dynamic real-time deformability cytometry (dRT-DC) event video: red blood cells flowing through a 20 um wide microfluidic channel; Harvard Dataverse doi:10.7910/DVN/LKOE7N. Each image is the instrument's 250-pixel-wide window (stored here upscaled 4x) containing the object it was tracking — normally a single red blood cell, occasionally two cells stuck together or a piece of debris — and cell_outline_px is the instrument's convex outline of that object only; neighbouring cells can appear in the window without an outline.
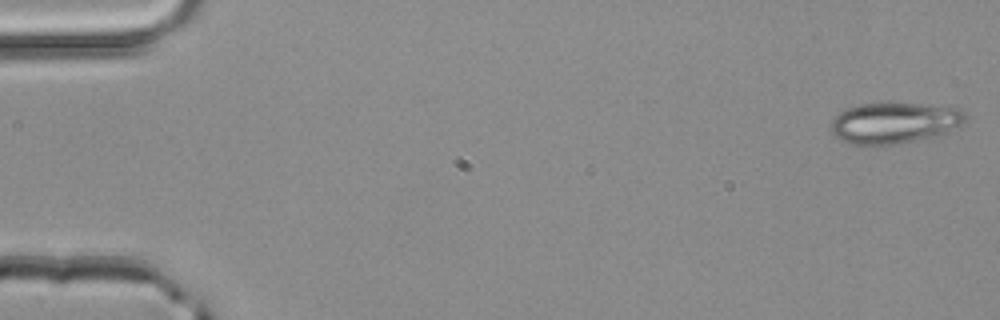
{"species": "common noctule bat (a hibernating species)", "species_latin": "Nyctalus noctula", "temperature_condition": "room temperature", "stored_images_in_passage": 50, "camera_frame_rate_fps": 3000, "um_per_image_px": 0.085, "animal": {"sex": "male", "body_mass_g": 20.4}, "frame": {"image": 1, "passage_image": 1, "time_ms": 0.0, "image_size_px": [1000, 320], "cell_outline_px": [[964, 124], [944, 132], [896, 144], [852, 144], [836, 136], [832, 132], [832, 120], [840, 112], [848, 108], [860, 104], [920, 104], [960, 108], [964, 112]], "centroid_in_image_um": [76.01, 10.43], "position_along_channel_um": 9.0, "area_um2": 31.04}}
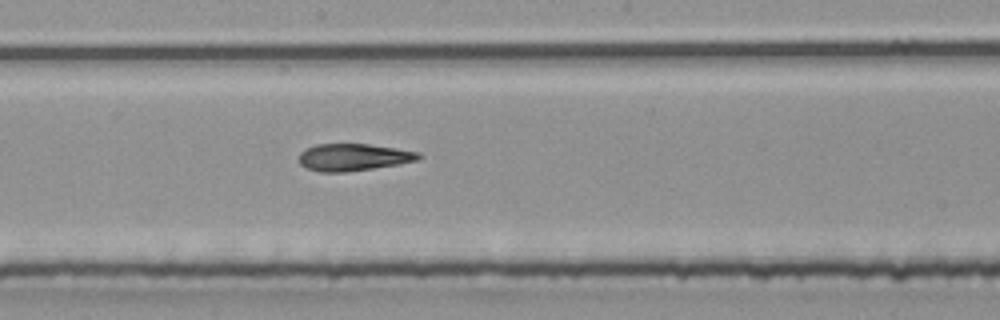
{"frame": {"image": 2, "passage_image": 27, "time_ms": 8.667, "image_size_px": [1000, 320], "cell_outline_px": [[424, 156], [420, 160], [372, 168], [344, 172], [320, 172], [308, 168], [300, 164], [300, 152], [304, 148], [316, 144], [368, 144], [396, 148], [420, 152]], "centroid_in_image_um": [30.06, 13.35], "position_along_channel_um": 218.1, "area_um2": 18.9}}
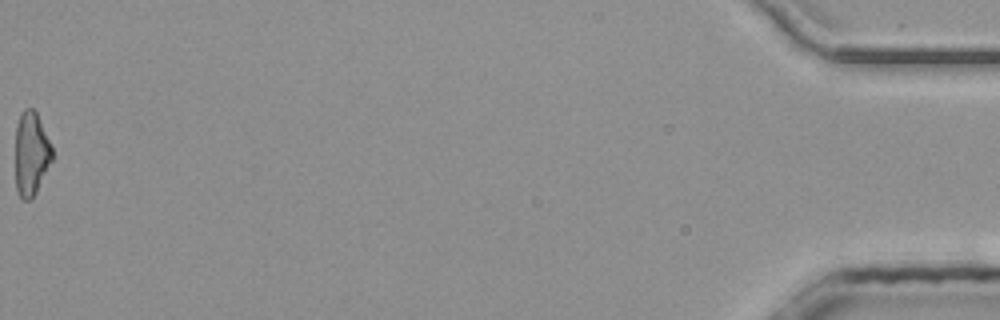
{"frame": {"image": 3, "passage_image": 50, "time_ms": 16.333, "image_size_px": [1000, 320], "cell_outline_px": [[52, 160], [36, 192], [28, 200], [20, 200], [16, 188], [16, 124], [24, 108], [32, 108], [36, 112], [52, 144]], "centroid_in_image_um": [2.65, 13.06], "position_along_channel_um": 432.6, "area_um2": 17.92}, "authors_computed_cell_mechanics": {"area_um2": 19.4786, "velocity_mm_per_s": 4.2075, "shape_relaxation_time_tau1_ms": null, "shape_relaxation_time_tau2_ms": 3.4358, "deformation_change_tau1": null, "deformation_change_tau2": 0.1399}}